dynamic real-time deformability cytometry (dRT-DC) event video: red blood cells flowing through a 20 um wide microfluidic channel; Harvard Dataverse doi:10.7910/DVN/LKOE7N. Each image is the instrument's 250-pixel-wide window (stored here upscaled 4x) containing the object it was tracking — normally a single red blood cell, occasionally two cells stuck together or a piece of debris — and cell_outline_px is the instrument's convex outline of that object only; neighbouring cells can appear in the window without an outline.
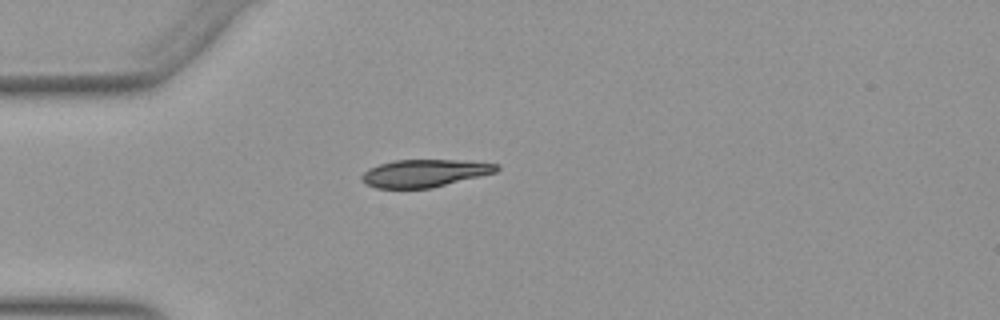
{"species": "Egyptian fruit bat (a non-hibernating species)", "species_latin": "Rousettus aegyptiacus", "temperature_condition": "warm", "stored_images_in_passage": 46, "camera_frame_rate_fps": 3000, "um_per_image_px": 0.085, "animal": {"sex": "female"}, "frame": {"image": 1, "passage_image": 8, "time_ms": 2.333, "image_size_px": [1000, 320], "cell_outline_px": [[500, 168], [496, 172], [432, 188], [376, 188], [360, 180], [360, 176], [368, 168], [392, 160], [468, 160], [500, 164]], "centroid_in_image_um": [36.1, 14.71], "position_along_channel_um": 48.9, "area_um2": 21.79}}
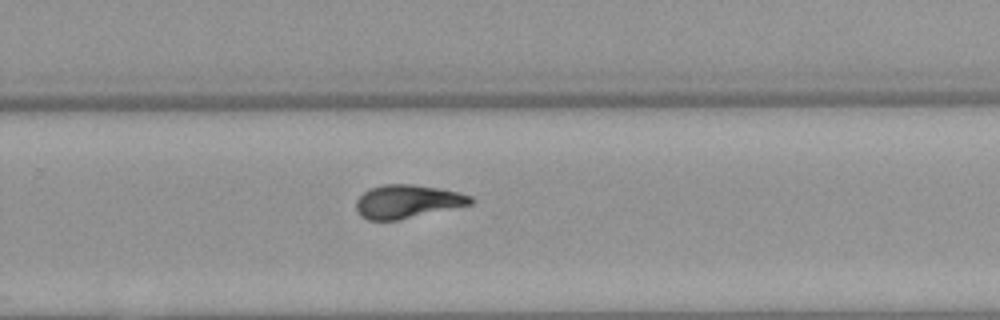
{"frame": {"image": 2, "passage_image": 28, "time_ms": 9.0, "image_size_px": [1000, 320], "cell_outline_px": [[476, 200], [472, 204], [400, 220], [368, 220], [360, 216], [356, 212], [356, 200], [364, 192], [372, 188], [384, 184], [412, 184], [440, 188], [472, 196]], "centroid_in_image_um": [34.63, 17.14], "position_along_channel_um": 295.2, "area_um2": 22.37}}
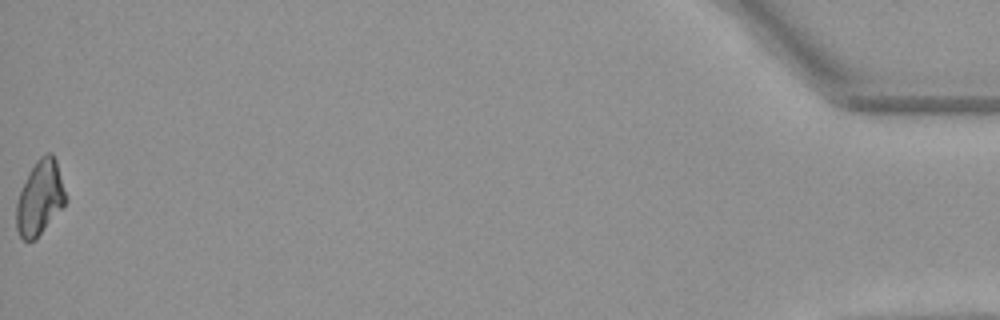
{"frame": {"image": 3, "passage_image": 46, "time_ms": 15.0, "image_size_px": [1000, 320], "cell_outline_px": [[68, 200], [36, 240], [24, 240], [20, 236], [16, 228], [16, 204], [20, 192], [28, 172], [36, 160], [40, 156], [48, 152], [52, 152], [56, 160]], "centroid_in_image_um": [3.39, 16.81], "position_along_channel_um": 431.8, "area_um2": 21.44}, "authors_computed_cell_mechanics": {"area_um2": 21.9929, "velocity_mm_per_s": 3.9271, "shape_relaxation_time_tau1_ms": 7.76, "shape_relaxation_time_tau2_ms": 1.2341, "deformation_change_tau1": 0.2247, "deformation_change_tau2": 0.0495}}